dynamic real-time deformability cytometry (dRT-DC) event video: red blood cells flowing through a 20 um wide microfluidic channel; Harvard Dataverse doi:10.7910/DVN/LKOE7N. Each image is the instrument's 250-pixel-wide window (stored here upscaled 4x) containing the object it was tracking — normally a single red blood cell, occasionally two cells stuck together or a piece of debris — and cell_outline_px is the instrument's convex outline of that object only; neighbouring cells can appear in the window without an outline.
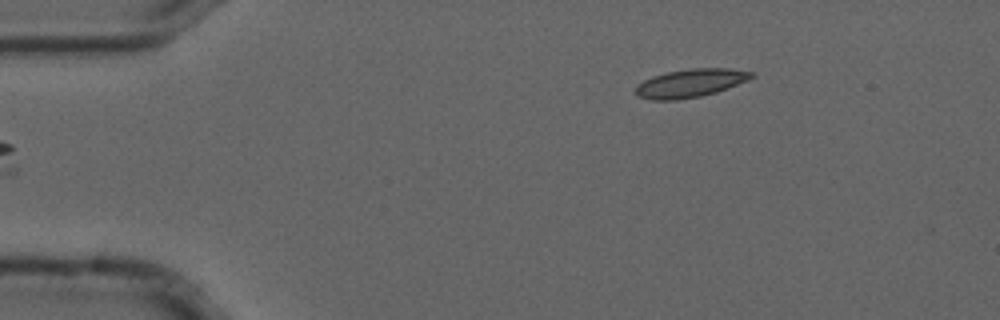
{"species": "common noctule bat (a hibernating species)", "species_latin": "Nyctalus noctula", "temperature_condition": "cold", "stored_images_in_passage": 7, "camera_frame_rate_fps": 3000, "um_per_image_px": 0.085, "animal": {"sex": "male", "forearm_length_mm": 52.5}, "frame": {"image": 1, "passage_image": 7, "time_ms": 2.0, "image_size_px": [1000, 320], "cell_outline_px": [[756, 76], [748, 80], [716, 92], [700, 96], [676, 100], [652, 100], [636, 96], [636, 84], [652, 76], [668, 72], [692, 68], [728, 68], [756, 72]], "centroid_in_image_um": [58.69, 7.06], "position_along_channel_um": 26.3, "area_um2": 19.13}}